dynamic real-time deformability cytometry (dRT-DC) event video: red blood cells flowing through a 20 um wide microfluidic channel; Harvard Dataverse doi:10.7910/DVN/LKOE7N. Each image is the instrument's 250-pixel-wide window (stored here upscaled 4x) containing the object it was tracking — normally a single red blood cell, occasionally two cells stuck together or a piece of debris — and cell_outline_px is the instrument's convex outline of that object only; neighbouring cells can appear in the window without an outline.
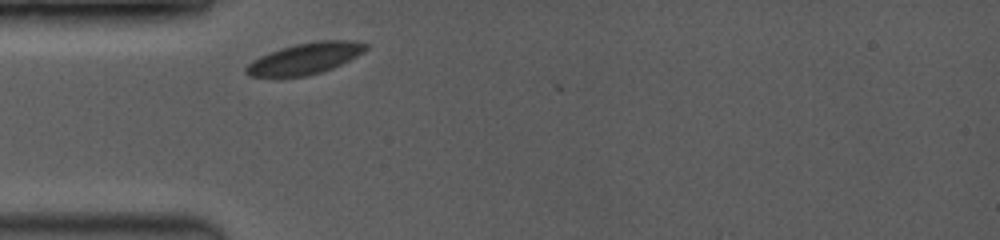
{"species": "common noctule bat (a hibernating species)", "species_latin": "Nyctalus noctula", "temperature_condition": "room temperature", "stored_images_in_passage": 5, "camera_frame_rate_fps": 3500, "um_per_image_px": 0.085, "animal": {"sex": "female", "body_mass_g": 19.0, "forearm_length_mm": 53.3}, "frame": {"image": 1, "passage_image": 2, "time_ms": 0.286, "image_size_px": [1000, 240], "cell_outline_px": [[368, 48], [364, 52], [332, 68], [320, 72], [304, 76], [248, 76], [244, 72], [244, 68], [252, 60], [260, 56], [280, 48], [296, 44], [316, 40], [352, 40], [368, 44]], "centroid_in_image_um": [25.93, 4.95], "position_along_channel_um": 59.1, "area_um2": 21.62}}
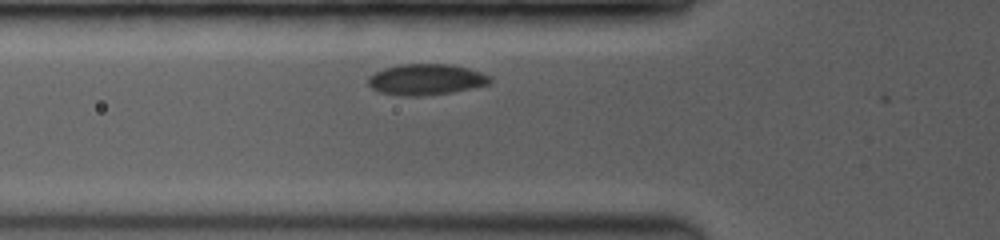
{"frame": {"image": 2, "passage_image": 4, "time_ms": 1.143, "image_size_px": [1000, 240], "cell_outline_px": [[492, 80], [488, 84], [472, 88], [452, 92], [420, 96], [404, 96], [380, 92], [372, 88], [368, 84], [368, 76], [384, 68], [404, 64], [452, 64], [468, 68], [480, 72], [488, 76]], "centroid_in_image_um": [36.2, 6.75], "position_along_channel_um": 89.6, "area_um2": 21.85}}